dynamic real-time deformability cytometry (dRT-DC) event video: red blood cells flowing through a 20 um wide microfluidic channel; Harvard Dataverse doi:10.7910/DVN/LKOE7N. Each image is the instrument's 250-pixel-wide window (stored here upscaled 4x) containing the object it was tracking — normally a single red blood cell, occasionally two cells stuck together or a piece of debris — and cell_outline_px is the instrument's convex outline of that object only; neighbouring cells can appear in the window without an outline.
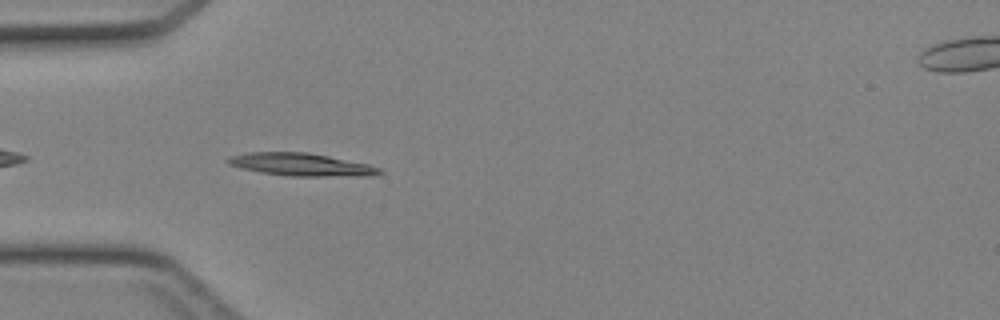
{"species": "Egyptian fruit bat (a non-hibernating species)", "species_latin": "Rousettus aegyptiacus", "temperature_condition": "cold", "stored_images_in_passage": 8, "camera_frame_rate_fps": 3000, "um_per_image_px": 0.085, "animal": {"sex": "female"}, "frame": {"image": 1, "passage_image": 3, "time_ms": 0.667, "image_size_px": [1000, 320], "cell_outline_px": [[384, 172], [372, 176], [288, 176], [260, 172], [240, 168], [228, 164], [224, 160], [232, 156], [248, 152], [308, 152], [368, 164], [380, 168]], "centroid_in_image_um": [25.6, 13.99], "position_along_channel_um": 59.4, "area_um2": 20.11}}
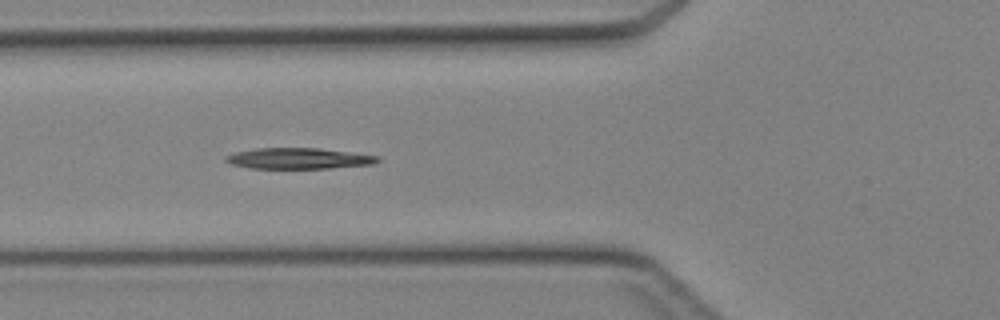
{"frame": {"image": 2, "passage_image": 6, "time_ms": 1.667, "image_size_px": [1000, 320], "cell_outline_px": [[380, 160], [372, 164], [328, 168], [248, 168], [232, 164], [224, 160], [224, 156], [236, 152], [256, 148], [316, 148], [380, 156]], "centroid_in_image_um": [25.34, 13.46], "position_along_channel_um": 100.5, "area_um2": 18.32}}